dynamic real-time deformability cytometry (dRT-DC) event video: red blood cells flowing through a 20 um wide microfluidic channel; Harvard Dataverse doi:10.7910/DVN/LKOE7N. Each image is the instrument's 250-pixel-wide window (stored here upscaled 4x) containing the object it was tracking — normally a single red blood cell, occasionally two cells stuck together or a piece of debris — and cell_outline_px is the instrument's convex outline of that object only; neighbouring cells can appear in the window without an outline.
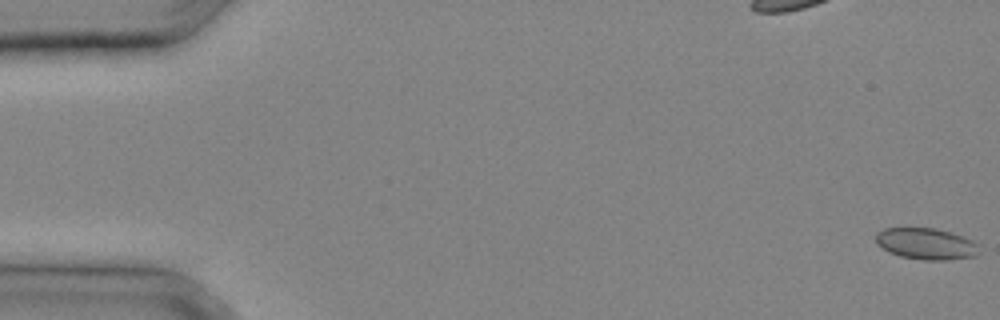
{"species": "common noctule bat (a hibernating species)", "species_latin": "Nyctalus noctula", "temperature_condition": "cold", "stored_images_in_passage": 32, "camera_frame_rate_fps": 3000, "um_per_image_px": 0.085, "animal": {"sex": "male", "body_mass_g": 20.4}, "frame": {"image": 1, "passage_image": 1, "time_ms": 0.0, "image_size_px": [1000, 320], "cell_outline_px": [[980, 244], [976, 256], [952, 260], [924, 260], [900, 256], [888, 252], [876, 244], [876, 232], [884, 228], [936, 228], [952, 232], [972, 240]], "centroid_in_image_um": [78.73, 20.72], "position_along_channel_um": 6.3, "area_um2": 19.19}}
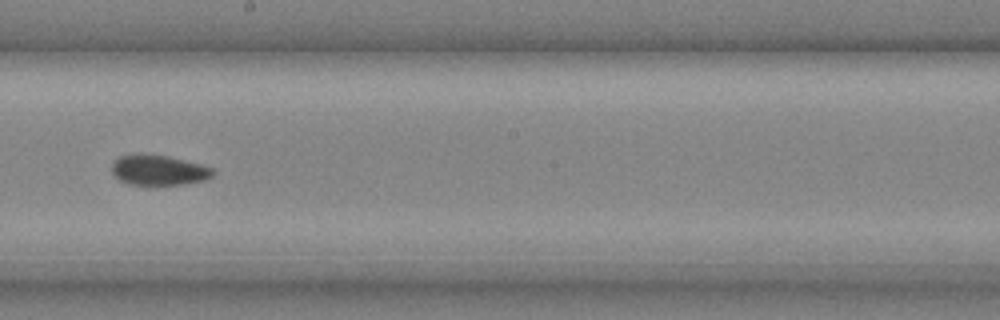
{"frame": {"image": 2, "passage_image": 19, "time_ms": 6.0, "image_size_px": [1000, 320], "cell_outline_px": [[216, 172], [212, 176], [204, 180], [184, 184], [128, 184], [120, 180], [112, 172], [112, 160], [120, 156], [140, 152], [168, 156], [200, 164], [212, 168]], "centroid_in_image_um": [13.46, 14.43], "position_along_channel_um": 234.7, "area_um2": 17.92}}
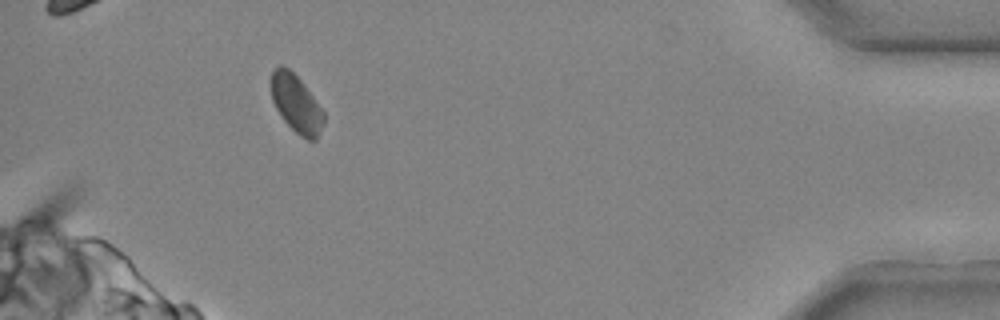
{"frame": {"image": 3, "passage_image": 30, "time_ms": 9.667, "image_size_px": [1000, 320], "cell_outline_px": [[324, 124], [316, 140], [308, 140], [300, 136], [284, 120], [276, 108], [272, 100], [272, 68], [280, 64], [288, 68], [304, 84], [324, 112]], "centroid_in_image_um": [25.19, 8.81], "position_along_channel_um": 410.0, "area_um2": 17.51}}